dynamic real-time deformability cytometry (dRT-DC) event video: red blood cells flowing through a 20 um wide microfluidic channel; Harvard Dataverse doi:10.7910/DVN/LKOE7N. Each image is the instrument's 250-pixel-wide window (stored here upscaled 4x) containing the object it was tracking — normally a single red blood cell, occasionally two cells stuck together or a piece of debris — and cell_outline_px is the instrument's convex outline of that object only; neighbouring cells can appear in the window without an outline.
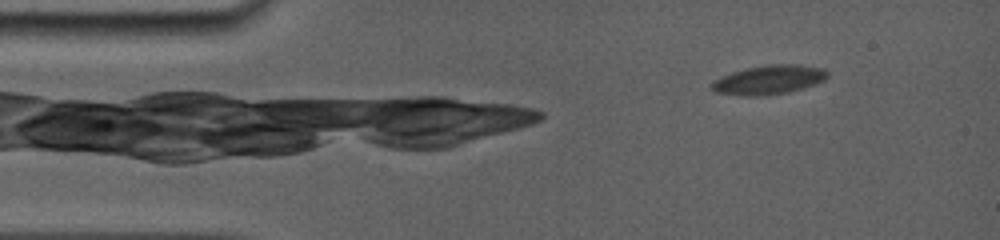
{"species": "common noctule bat (a hibernating species)", "species_latin": "Nyctalus noctula", "temperature_condition": "room temperature", "stored_images_in_passage": 88, "camera_frame_rate_fps": 5000, "um_per_image_px": 0.085, "animal": {"sex": "female", "body_mass_g": 19.0, "forearm_length_mm": 56.7}, "frame": {"image": 1, "passage_image": 10, "time_ms": 1.8, "image_size_px": [1000, 240], "cell_outline_px": [[828, 76], [824, 80], [816, 84], [804, 88], [788, 92], [760, 96], [744, 96], [712, 92], [712, 80], [732, 72], [748, 68], [768, 64], [796, 64], [824, 68], [828, 72]], "centroid_in_image_um": [65.36, 6.78], "position_along_channel_um": 19.6, "area_um2": 19.77}}
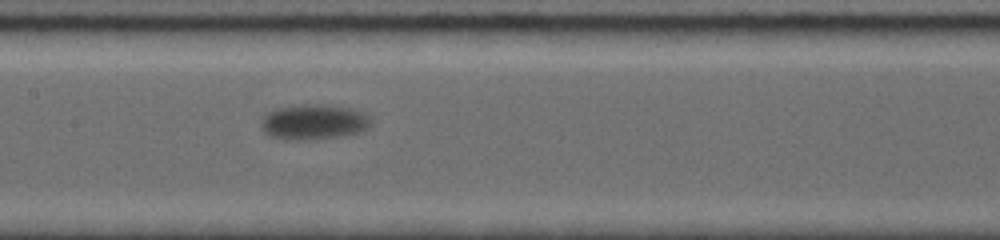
{"frame": {"image": 2, "passage_image": 43, "time_ms": 8.4, "image_size_px": [1000, 240], "cell_outline_px": [[372, 124], [368, 128], [344, 136], [308, 140], [296, 140], [268, 136], [264, 132], [260, 124], [264, 116], [268, 112], [276, 108], [300, 104], [320, 104], [348, 108], [364, 112], [372, 120]], "centroid_in_image_um": [26.66, 10.37], "position_along_channel_um": 180.7, "area_um2": 22.66}}
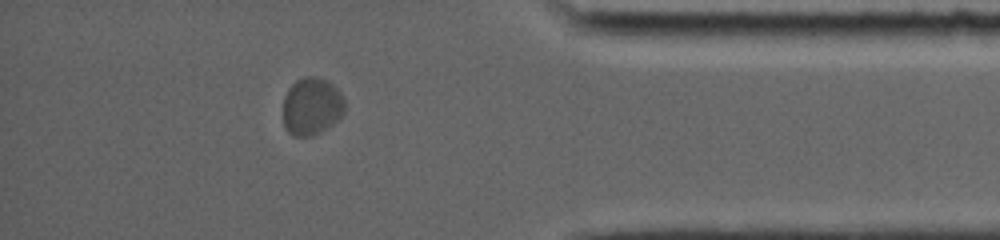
{"frame": {"image": 3, "passage_image": 77, "time_ms": 15.2, "image_size_px": [1000, 240], "cell_outline_px": [[344, 112], [340, 120], [320, 132], [312, 136], [292, 136], [284, 128], [284, 96], [288, 88], [296, 80], [304, 76], [316, 76], [328, 80], [344, 96]], "centroid_in_image_um": [26.51, 9.03], "position_along_channel_um": 408.7, "area_um2": 21.04}, "authors_computed_cell_mechanics": {"area_um2": 20.23, "velocity_mm_per_s": 3.577, "shape_relaxation_time_tau1_ms": 3.0432, "shape_relaxation_time_tau2_ms": null, "deformation_change_tau1": 0.1017, "deformation_change_tau2": null}}